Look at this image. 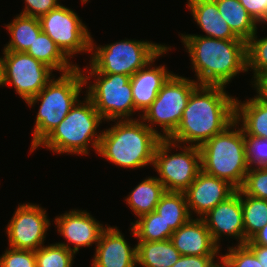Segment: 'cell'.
Instances as JSON below:
<instances>
[{"label":"cell","mask_w":267,"mask_h":267,"mask_svg":"<svg viewBox=\"0 0 267 267\" xmlns=\"http://www.w3.org/2000/svg\"><path fill=\"white\" fill-rule=\"evenodd\" d=\"M131 235L138 241H164L171 239L173 230L155 210L130 223Z\"/></svg>","instance_id":"83f0119b"},{"label":"cell","mask_w":267,"mask_h":267,"mask_svg":"<svg viewBox=\"0 0 267 267\" xmlns=\"http://www.w3.org/2000/svg\"><path fill=\"white\" fill-rule=\"evenodd\" d=\"M171 241L181 255H220L221 248L212 240L202 218H191L173 232Z\"/></svg>","instance_id":"d6986e66"},{"label":"cell","mask_w":267,"mask_h":267,"mask_svg":"<svg viewBox=\"0 0 267 267\" xmlns=\"http://www.w3.org/2000/svg\"><path fill=\"white\" fill-rule=\"evenodd\" d=\"M38 19L41 30L69 59L79 53H90L92 35L73 9L60 4Z\"/></svg>","instance_id":"7c38bea8"},{"label":"cell","mask_w":267,"mask_h":267,"mask_svg":"<svg viewBox=\"0 0 267 267\" xmlns=\"http://www.w3.org/2000/svg\"><path fill=\"white\" fill-rule=\"evenodd\" d=\"M82 72L87 89L85 95L92 101L104 121L134 120L132 116L138 111L134 108L130 76L102 74L90 65L84 67ZM92 77L93 82L90 81Z\"/></svg>","instance_id":"52a82bcc"},{"label":"cell","mask_w":267,"mask_h":267,"mask_svg":"<svg viewBox=\"0 0 267 267\" xmlns=\"http://www.w3.org/2000/svg\"><path fill=\"white\" fill-rule=\"evenodd\" d=\"M199 149L203 172L226 180L237 190L242 187L250 167L247 162L244 131L241 126L239 128L238 122L234 121Z\"/></svg>","instance_id":"8992f818"},{"label":"cell","mask_w":267,"mask_h":267,"mask_svg":"<svg viewBox=\"0 0 267 267\" xmlns=\"http://www.w3.org/2000/svg\"><path fill=\"white\" fill-rule=\"evenodd\" d=\"M102 120L104 122L92 101L85 95L84 100H79L34 150L43 146L54 154L89 155L92 146L97 153L102 136V131L97 132V129Z\"/></svg>","instance_id":"5b68a950"},{"label":"cell","mask_w":267,"mask_h":267,"mask_svg":"<svg viewBox=\"0 0 267 267\" xmlns=\"http://www.w3.org/2000/svg\"><path fill=\"white\" fill-rule=\"evenodd\" d=\"M47 215L39 204H19L6 226L9 247L34 251L42 247L51 225Z\"/></svg>","instance_id":"4fadbf2b"},{"label":"cell","mask_w":267,"mask_h":267,"mask_svg":"<svg viewBox=\"0 0 267 267\" xmlns=\"http://www.w3.org/2000/svg\"><path fill=\"white\" fill-rule=\"evenodd\" d=\"M218 11L228 23L233 33L240 39L248 41L257 31L258 24L248 14L239 0H214Z\"/></svg>","instance_id":"484cf974"},{"label":"cell","mask_w":267,"mask_h":267,"mask_svg":"<svg viewBox=\"0 0 267 267\" xmlns=\"http://www.w3.org/2000/svg\"><path fill=\"white\" fill-rule=\"evenodd\" d=\"M83 87H85L84 76L78 66L68 73L60 74L58 78L54 76L41 92L26 102L28 107H33L40 101L32 131L31 153L80 100Z\"/></svg>","instance_id":"277c9868"},{"label":"cell","mask_w":267,"mask_h":267,"mask_svg":"<svg viewBox=\"0 0 267 267\" xmlns=\"http://www.w3.org/2000/svg\"><path fill=\"white\" fill-rule=\"evenodd\" d=\"M164 185L156 177H146L124 199L136 217L151 213L165 194Z\"/></svg>","instance_id":"7402d4cb"},{"label":"cell","mask_w":267,"mask_h":267,"mask_svg":"<svg viewBox=\"0 0 267 267\" xmlns=\"http://www.w3.org/2000/svg\"><path fill=\"white\" fill-rule=\"evenodd\" d=\"M74 255L73 251L58 243L43 245L35 251L36 267H73Z\"/></svg>","instance_id":"4dcf8cb0"},{"label":"cell","mask_w":267,"mask_h":267,"mask_svg":"<svg viewBox=\"0 0 267 267\" xmlns=\"http://www.w3.org/2000/svg\"><path fill=\"white\" fill-rule=\"evenodd\" d=\"M198 85L195 79L173 73L140 119L162 139H168L179 126L188 99Z\"/></svg>","instance_id":"9c48e42d"},{"label":"cell","mask_w":267,"mask_h":267,"mask_svg":"<svg viewBox=\"0 0 267 267\" xmlns=\"http://www.w3.org/2000/svg\"><path fill=\"white\" fill-rule=\"evenodd\" d=\"M171 48V46H166L153 60L130 78L134 108L139 114L138 119L154 102L163 84L173 74L165 65L155 67L153 64L160 56L172 50Z\"/></svg>","instance_id":"ac0fdd59"},{"label":"cell","mask_w":267,"mask_h":267,"mask_svg":"<svg viewBox=\"0 0 267 267\" xmlns=\"http://www.w3.org/2000/svg\"><path fill=\"white\" fill-rule=\"evenodd\" d=\"M137 242V266L172 267L181 256L171 239Z\"/></svg>","instance_id":"cb8c5ba5"},{"label":"cell","mask_w":267,"mask_h":267,"mask_svg":"<svg viewBox=\"0 0 267 267\" xmlns=\"http://www.w3.org/2000/svg\"><path fill=\"white\" fill-rule=\"evenodd\" d=\"M236 191L237 189L226 180L208 175L201 170L184 194L191 217L202 218Z\"/></svg>","instance_id":"2e32d148"},{"label":"cell","mask_w":267,"mask_h":267,"mask_svg":"<svg viewBox=\"0 0 267 267\" xmlns=\"http://www.w3.org/2000/svg\"><path fill=\"white\" fill-rule=\"evenodd\" d=\"M10 40L3 51L26 52L42 31L39 19L17 14L11 23L5 25Z\"/></svg>","instance_id":"d4e9b609"},{"label":"cell","mask_w":267,"mask_h":267,"mask_svg":"<svg viewBox=\"0 0 267 267\" xmlns=\"http://www.w3.org/2000/svg\"><path fill=\"white\" fill-rule=\"evenodd\" d=\"M245 244L267 224V200L246 195L242 191Z\"/></svg>","instance_id":"f1b7e54d"},{"label":"cell","mask_w":267,"mask_h":267,"mask_svg":"<svg viewBox=\"0 0 267 267\" xmlns=\"http://www.w3.org/2000/svg\"><path fill=\"white\" fill-rule=\"evenodd\" d=\"M246 245H261L267 247V224L247 241Z\"/></svg>","instance_id":"f35d334b"},{"label":"cell","mask_w":267,"mask_h":267,"mask_svg":"<svg viewBox=\"0 0 267 267\" xmlns=\"http://www.w3.org/2000/svg\"><path fill=\"white\" fill-rule=\"evenodd\" d=\"M257 24L267 25V0H239Z\"/></svg>","instance_id":"74e56055"},{"label":"cell","mask_w":267,"mask_h":267,"mask_svg":"<svg viewBox=\"0 0 267 267\" xmlns=\"http://www.w3.org/2000/svg\"><path fill=\"white\" fill-rule=\"evenodd\" d=\"M118 227L107 226L96 245L91 267H136L137 244H128Z\"/></svg>","instance_id":"e0dca14e"},{"label":"cell","mask_w":267,"mask_h":267,"mask_svg":"<svg viewBox=\"0 0 267 267\" xmlns=\"http://www.w3.org/2000/svg\"><path fill=\"white\" fill-rule=\"evenodd\" d=\"M249 167H265L267 164V139L245 136Z\"/></svg>","instance_id":"e575fe53"},{"label":"cell","mask_w":267,"mask_h":267,"mask_svg":"<svg viewBox=\"0 0 267 267\" xmlns=\"http://www.w3.org/2000/svg\"><path fill=\"white\" fill-rule=\"evenodd\" d=\"M202 219L210 231L212 240L219 248L220 239L225 236L237 239V245L245 244L241 189L224 202L217 204Z\"/></svg>","instance_id":"9a60e30c"},{"label":"cell","mask_w":267,"mask_h":267,"mask_svg":"<svg viewBox=\"0 0 267 267\" xmlns=\"http://www.w3.org/2000/svg\"><path fill=\"white\" fill-rule=\"evenodd\" d=\"M113 122L116 124L102 130L98 155L122 168L136 170L153 165L154 152L162 138L140 118Z\"/></svg>","instance_id":"3957f363"},{"label":"cell","mask_w":267,"mask_h":267,"mask_svg":"<svg viewBox=\"0 0 267 267\" xmlns=\"http://www.w3.org/2000/svg\"><path fill=\"white\" fill-rule=\"evenodd\" d=\"M25 53L39 60L53 71L61 72V74L68 73L78 67V64H73L57 44L43 31L39 33Z\"/></svg>","instance_id":"603a6c76"},{"label":"cell","mask_w":267,"mask_h":267,"mask_svg":"<svg viewBox=\"0 0 267 267\" xmlns=\"http://www.w3.org/2000/svg\"><path fill=\"white\" fill-rule=\"evenodd\" d=\"M253 88L256 94L267 103V76L261 78Z\"/></svg>","instance_id":"60d3db41"},{"label":"cell","mask_w":267,"mask_h":267,"mask_svg":"<svg viewBox=\"0 0 267 267\" xmlns=\"http://www.w3.org/2000/svg\"><path fill=\"white\" fill-rule=\"evenodd\" d=\"M56 228L59 234L67 241L58 242L67 249L73 251L75 254L81 247H90L98 244L100 236L107 227L100 224V221L95 219L86 210L71 209L54 219ZM74 246H70V245Z\"/></svg>","instance_id":"5bb4252c"},{"label":"cell","mask_w":267,"mask_h":267,"mask_svg":"<svg viewBox=\"0 0 267 267\" xmlns=\"http://www.w3.org/2000/svg\"><path fill=\"white\" fill-rule=\"evenodd\" d=\"M155 211L175 231L186 224L192 217L189 213L184 192H165Z\"/></svg>","instance_id":"4316f807"},{"label":"cell","mask_w":267,"mask_h":267,"mask_svg":"<svg viewBox=\"0 0 267 267\" xmlns=\"http://www.w3.org/2000/svg\"><path fill=\"white\" fill-rule=\"evenodd\" d=\"M225 86L198 85L191 93L170 141L200 147L235 121L234 96Z\"/></svg>","instance_id":"6da1fadb"},{"label":"cell","mask_w":267,"mask_h":267,"mask_svg":"<svg viewBox=\"0 0 267 267\" xmlns=\"http://www.w3.org/2000/svg\"><path fill=\"white\" fill-rule=\"evenodd\" d=\"M166 45L147 40L124 39L97 45L91 37L89 65L102 74L132 76L153 60Z\"/></svg>","instance_id":"ba28073f"},{"label":"cell","mask_w":267,"mask_h":267,"mask_svg":"<svg viewBox=\"0 0 267 267\" xmlns=\"http://www.w3.org/2000/svg\"><path fill=\"white\" fill-rule=\"evenodd\" d=\"M0 267H36L35 251L7 247L0 256Z\"/></svg>","instance_id":"836d02e7"},{"label":"cell","mask_w":267,"mask_h":267,"mask_svg":"<svg viewBox=\"0 0 267 267\" xmlns=\"http://www.w3.org/2000/svg\"><path fill=\"white\" fill-rule=\"evenodd\" d=\"M228 252L220 256L225 267H263L254 252L246 245L227 247Z\"/></svg>","instance_id":"1f68e13d"},{"label":"cell","mask_w":267,"mask_h":267,"mask_svg":"<svg viewBox=\"0 0 267 267\" xmlns=\"http://www.w3.org/2000/svg\"><path fill=\"white\" fill-rule=\"evenodd\" d=\"M172 148H180V151L172 154ZM152 166L166 192H184L201 171L200 149L161 139L155 149Z\"/></svg>","instance_id":"30bf717a"},{"label":"cell","mask_w":267,"mask_h":267,"mask_svg":"<svg viewBox=\"0 0 267 267\" xmlns=\"http://www.w3.org/2000/svg\"><path fill=\"white\" fill-rule=\"evenodd\" d=\"M24 3L25 6L20 14L37 18L47 14L61 4L59 0H24Z\"/></svg>","instance_id":"d590c367"},{"label":"cell","mask_w":267,"mask_h":267,"mask_svg":"<svg viewBox=\"0 0 267 267\" xmlns=\"http://www.w3.org/2000/svg\"><path fill=\"white\" fill-rule=\"evenodd\" d=\"M256 255L260 264L267 267V247L261 245H247Z\"/></svg>","instance_id":"ab89813d"},{"label":"cell","mask_w":267,"mask_h":267,"mask_svg":"<svg viewBox=\"0 0 267 267\" xmlns=\"http://www.w3.org/2000/svg\"><path fill=\"white\" fill-rule=\"evenodd\" d=\"M219 256V258L217 257ZM221 255L185 256L181 255L172 267H217L221 262H215V258L220 260Z\"/></svg>","instance_id":"8d00e7d4"},{"label":"cell","mask_w":267,"mask_h":267,"mask_svg":"<svg viewBox=\"0 0 267 267\" xmlns=\"http://www.w3.org/2000/svg\"><path fill=\"white\" fill-rule=\"evenodd\" d=\"M82 2V4H86L88 3L89 0H80Z\"/></svg>","instance_id":"b9f144b4"},{"label":"cell","mask_w":267,"mask_h":267,"mask_svg":"<svg viewBox=\"0 0 267 267\" xmlns=\"http://www.w3.org/2000/svg\"><path fill=\"white\" fill-rule=\"evenodd\" d=\"M0 70H1V57H0ZM0 86H1V73H0Z\"/></svg>","instance_id":"7bdbcfd3"},{"label":"cell","mask_w":267,"mask_h":267,"mask_svg":"<svg viewBox=\"0 0 267 267\" xmlns=\"http://www.w3.org/2000/svg\"><path fill=\"white\" fill-rule=\"evenodd\" d=\"M187 8L197 26L206 33V35L198 36L223 40L240 39L220 15L214 0H187Z\"/></svg>","instance_id":"ffe728a7"},{"label":"cell","mask_w":267,"mask_h":267,"mask_svg":"<svg viewBox=\"0 0 267 267\" xmlns=\"http://www.w3.org/2000/svg\"><path fill=\"white\" fill-rule=\"evenodd\" d=\"M235 121L245 136L267 139V103L257 94L242 102L236 97Z\"/></svg>","instance_id":"44dd1931"},{"label":"cell","mask_w":267,"mask_h":267,"mask_svg":"<svg viewBox=\"0 0 267 267\" xmlns=\"http://www.w3.org/2000/svg\"><path fill=\"white\" fill-rule=\"evenodd\" d=\"M217 267H225L222 263H220Z\"/></svg>","instance_id":"ee69618b"},{"label":"cell","mask_w":267,"mask_h":267,"mask_svg":"<svg viewBox=\"0 0 267 267\" xmlns=\"http://www.w3.org/2000/svg\"><path fill=\"white\" fill-rule=\"evenodd\" d=\"M181 36L189 53L191 69L199 85L225 86L241 72L247 71L246 41L215 39L198 34Z\"/></svg>","instance_id":"7a4b0ae2"},{"label":"cell","mask_w":267,"mask_h":267,"mask_svg":"<svg viewBox=\"0 0 267 267\" xmlns=\"http://www.w3.org/2000/svg\"><path fill=\"white\" fill-rule=\"evenodd\" d=\"M240 189L246 195L267 200V168L250 167Z\"/></svg>","instance_id":"d6a6232c"},{"label":"cell","mask_w":267,"mask_h":267,"mask_svg":"<svg viewBox=\"0 0 267 267\" xmlns=\"http://www.w3.org/2000/svg\"><path fill=\"white\" fill-rule=\"evenodd\" d=\"M2 52L1 87L12 85L25 103L54 78L51 68L25 52Z\"/></svg>","instance_id":"8fae6325"},{"label":"cell","mask_w":267,"mask_h":267,"mask_svg":"<svg viewBox=\"0 0 267 267\" xmlns=\"http://www.w3.org/2000/svg\"><path fill=\"white\" fill-rule=\"evenodd\" d=\"M257 31L246 42L247 71H253L252 87L267 76V36L258 38Z\"/></svg>","instance_id":"f546056e"}]
</instances>
